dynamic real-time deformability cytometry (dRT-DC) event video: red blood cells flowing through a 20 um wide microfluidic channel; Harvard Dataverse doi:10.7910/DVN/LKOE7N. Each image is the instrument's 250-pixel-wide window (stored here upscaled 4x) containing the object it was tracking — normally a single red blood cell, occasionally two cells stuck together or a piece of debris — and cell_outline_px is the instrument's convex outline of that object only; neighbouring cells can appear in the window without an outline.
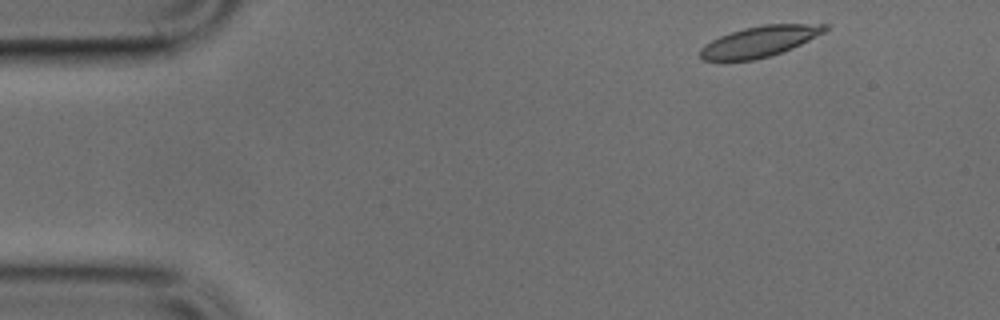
{"species": "common noctule bat (a hibernating species)", "species_latin": "Nyctalus noctula", "temperature_condition": "cold", "stored_images_in_passage": 13, "camera_frame_rate_fps": 3000, "um_per_image_px": 0.085, "animal": {"sex": "male", "body_mass_g": 17.9, "forearm_length_mm": 54.2}, "frame": {"image": 1, "passage_image": 2, "time_ms": 0.333, "image_size_px": [1000, 320], "cell_outline_px": [[832, 24], [824, 32], [792, 48], [768, 56], [752, 60], [724, 64], [700, 60], [700, 48], [704, 44], [720, 36], [744, 28], [764, 24]], "centroid_in_image_um": [64.46, 3.57], "position_along_channel_um": 20.5, "area_um2": 22.83}}
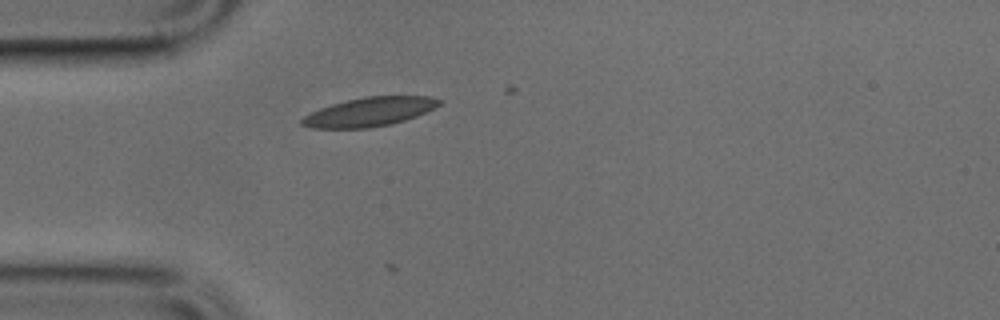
{"frame": {"image": 2, "passage_image": 10, "time_ms": 3.0, "image_size_px": [1000, 320], "cell_outline_px": [[440, 104], [416, 116], [392, 124], [368, 128], [312, 128], [300, 124], [300, 120], [304, 116], [320, 108], [332, 104], [364, 96], [428, 96], [440, 100]], "centroid_in_image_um": [31.36, 9.51], "position_along_channel_um": 53.6, "area_um2": 22.89}}